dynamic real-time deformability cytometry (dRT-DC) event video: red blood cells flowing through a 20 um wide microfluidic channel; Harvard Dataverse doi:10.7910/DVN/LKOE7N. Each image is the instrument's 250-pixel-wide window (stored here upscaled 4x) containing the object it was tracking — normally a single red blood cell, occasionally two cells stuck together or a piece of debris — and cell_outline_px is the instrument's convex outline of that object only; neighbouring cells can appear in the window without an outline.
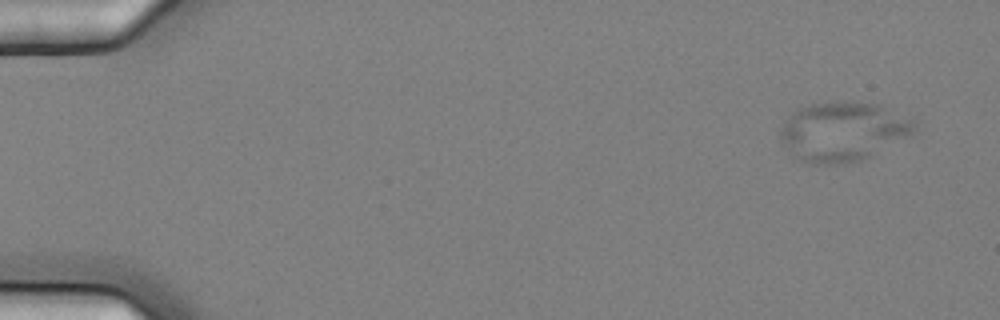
{"species": "common noctule bat (a hibernating species)", "species_latin": "Nyctalus noctula", "temperature_condition": "cold", "stored_images_in_passage": 5, "camera_frame_rate_fps": 3000, "um_per_image_px": 0.085, "animal": {"sex": "female", "body_mass_g": 25.1}, "frame": {"image": 1, "passage_image": 1, "time_ms": 0.0, "image_size_px": [1000, 320], "cell_outline_px": [[916, 120], [912, 132], [908, 136], [872, 156], [860, 160], [840, 164], [812, 164], [792, 156], [780, 136], [780, 132], [784, 124], [792, 112], [800, 108], [812, 104], [840, 100], [852, 100], [880, 104]], "centroid_in_image_um": [71.68, 11.15], "position_along_channel_um": 13.3, "area_um2": 46.41}}
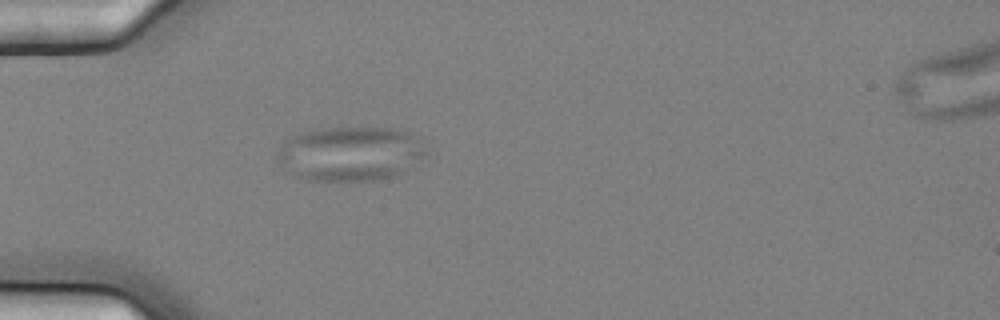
{"frame": {"image": 2, "passage_image": 5, "time_ms": 1.333, "image_size_px": [1000, 320], "cell_outline_px": [[424, 152], [396, 176], [372, 180], [300, 180], [288, 172], [276, 156], [284, 140], [300, 132], [316, 128], [396, 128], [408, 132], [420, 140]], "centroid_in_image_um": [29.66, 13.05], "position_along_channel_um": 55.3, "area_um2": 46.59}}